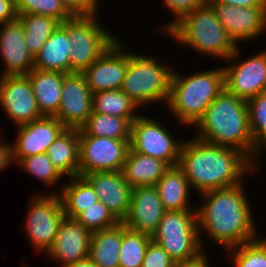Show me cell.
<instances>
[{"mask_svg": "<svg viewBox=\"0 0 266 267\" xmlns=\"http://www.w3.org/2000/svg\"><path fill=\"white\" fill-rule=\"evenodd\" d=\"M244 187L242 182L233 187L201 193L203 204L197 206L196 211L203 250L201 237L205 233L226 250L259 238Z\"/></svg>", "mask_w": 266, "mask_h": 267, "instance_id": "1", "label": "cell"}, {"mask_svg": "<svg viewBox=\"0 0 266 267\" xmlns=\"http://www.w3.org/2000/svg\"><path fill=\"white\" fill-rule=\"evenodd\" d=\"M177 166L189 180L191 188L200 194L239 185L243 177L258 170L243 152L196 137L183 141Z\"/></svg>", "mask_w": 266, "mask_h": 267, "instance_id": "2", "label": "cell"}, {"mask_svg": "<svg viewBox=\"0 0 266 267\" xmlns=\"http://www.w3.org/2000/svg\"><path fill=\"white\" fill-rule=\"evenodd\" d=\"M195 137L213 145L243 152L259 168L261 152L254 146L249 127L247 101L225 88L207 107L194 126ZM259 161V162H258Z\"/></svg>", "mask_w": 266, "mask_h": 267, "instance_id": "3", "label": "cell"}, {"mask_svg": "<svg viewBox=\"0 0 266 267\" xmlns=\"http://www.w3.org/2000/svg\"><path fill=\"white\" fill-rule=\"evenodd\" d=\"M174 68L168 109L183 126L194 128L207 107L224 89L223 68L199 71L182 76Z\"/></svg>", "mask_w": 266, "mask_h": 267, "instance_id": "4", "label": "cell"}, {"mask_svg": "<svg viewBox=\"0 0 266 267\" xmlns=\"http://www.w3.org/2000/svg\"><path fill=\"white\" fill-rule=\"evenodd\" d=\"M179 44L192 47L202 55L227 60L237 45L217 19L214 10L206 2L186 14L167 33Z\"/></svg>", "mask_w": 266, "mask_h": 267, "instance_id": "5", "label": "cell"}, {"mask_svg": "<svg viewBox=\"0 0 266 267\" xmlns=\"http://www.w3.org/2000/svg\"><path fill=\"white\" fill-rule=\"evenodd\" d=\"M137 54L134 51L129 52V62L121 90L139 108L156 101H163L167 105L174 69L155 57Z\"/></svg>", "mask_w": 266, "mask_h": 267, "instance_id": "6", "label": "cell"}, {"mask_svg": "<svg viewBox=\"0 0 266 267\" xmlns=\"http://www.w3.org/2000/svg\"><path fill=\"white\" fill-rule=\"evenodd\" d=\"M97 16H72L60 23L72 46L70 73H82L118 39L102 27Z\"/></svg>", "mask_w": 266, "mask_h": 267, "instance_id": "7", "label": "cell"}, {"mask_svg": "<svg viewBox=\"0 0 266 267\" xmlns=\"http://www.w3.org/2000/svg\"><path fill=\"white\" fill-rule=\"evenodd\" d=\"M151 239L176 263L193 259L204 251L196 210L166 211Z\"/></svg>", "mask_w": 266, "mask_h": 267, "instance_id": "8", "label": "cell"}, {"mask_svg": "<svg viewBox=\"0 0 266 267\" xmlns=\"http://www.w3.org/2000/svg\"><path fill=\"white\" fill-rule=\"evenodd\" d=\"M39 193L32 195L23 230L33 249L46 254L53 246L55 235L66 216L57 193Z\"/></svg>", "mask_w": 266, "mask_h": 267, "instance_id": "9", "label": "cell"}, {"mask_svg": "<svg viewBox=\"0 0 266 267\" xmlns=\"http://www.w3.org/2000/svg\"><path fill=\"white\" fill-rule=\"evenodd\" d=\"M157 121L156 118L139 115L132 122L130 148L160 159L170 167L177 166L183 140H175L169 130Z\"/></svg>", "mask_w": 266, "mask_h": 267, "instance_id": "10", "label": "cell"}, {"mask_svg": "<svg viewBox=\"0 0 266 267\" xmlns=\"http://www.w3.org/2000/svg\"><path fill=\"white\" fill-rule=\"evenodd\" d=\"M239 47L238 45L235 52L226 60L231 65L222 67L224 88L248 101L266 91V50L255 53L243 61L239 59L242 54Z\"/></svg>", "mask_w": 266, "mask_h": 267, "instance_id": "11", "label": "cell"}, {"mask_svg": "<svg viewBox=\"0 0 266 267\" xmlns=\"http://www.w3.org/2000/svg\"><path fill=\"white\" fill-rule=\"evenodd\" d=\"M129 149L130 140L79 136V176L122 171Z\"/></svg>", "mask_w": 266, "mask_h": 267, "instance_id": "12", "label": "cell"}, {"mask_svg": "<svg viewBox=\"0 0 266 267\" xmlns=\"http://www.w3.org/2000/svg\"><path fill=\"white\" fill-rule=\"evenodd\" d=\"M0 106L16 127L43 116L26 75H1Z\"/></svg>", "mask_w": 266, "mask_h": 267, "instance_id": "13", "label": "cell"}, {"mask_svg": "<svg viewBox=\"0 0 266 267\" xmlns=\"http://www.w3.org/2000/svg\"><path fill=\"white\" fill-rule=\"evenodd\" d=\"M207 3L237 46L241 42L258 39L266 31V7H236L216 1Z\"/></svg>", "mask_w": 266, "mask_h": 267, "instance_id": "14", "label": "cell"}, {"mask_svg": "<svg viewBox=\"0 0 266 267\" xmlns=\"http://www.w3.org/2000/svg\"><path fill=\"white\" fill-rule=\"evenodd\" d=\"M117 39L93 64L82 74L86 84L94 94L106 90L121 89L129 62V52ZM124 49V50H123Z\"/></svg>", "mask_w": 266, "mask_h": 267, "instance_id": "15", "label": "cell"}, {"mask_svg": "<svg viewBox=\"0 0 266 267\" xmlns=\"http://www.w3.org/2000/svg\"><path fill=\"white\" fill-rule=\"evenodd\" d=\"M93 93L82 73L64 76L61 102L56 117L65 128L80 129L93 112Z\"/></svg>", "mask_w": 266, "mask_h": 267, "instance_id": "16", "label": "cell"}, {"mask_svg": "<svg viewBox=\"0 0 266 267\" xmlns=\"http://www.w3.org/2000/svg\"><path fill=\"white\" fill-rule=\"evenodd\" d=\"M165 212L155 185L136 187L132 189L129 211L122 223L152 237Z\"/></svg>", "mask_w": 266, "mask_h": 267, "instance_id": "17", "label": "cell"}, {"mask_svg": "<svg viewBox=\"0 0 266 267\" xmlns=\"http://www.w3.org/2000/svg\"><path fill=\"white\" fill-rule=\"evenodd\" d=\"M16 128L17 139L12 144L14 163L30 155L46 153L49 146L65 129L64 125L53 116H42Z\"/></svg>", "mask_w": 266, "mask_h": 267, "instance_id": "18", "label": "cell"}, {"mask_svg": "<svg viewBox=\"0 0 266 267\" xmlns=\"http://www.w3.org/2000/svg\"><path fill=\"white\" fill-rule=\"evenodd\" d=\"M91 234L75 219L65 217L46 255L61 267L83 260L89 257Z\"/></svg>", "mask_w": 266, "mask_h": 267, "instance_id": "19", "label": "cell"}, {"mask_svg": "<svg viewBox=\"0 0 266 267\" xmlns=\"http://www.w3.org/2000/svg\"><path fill=\"white\" fill-rule=\"evenodd\" d=\"M0 58L5 64L1 75H27L34 69V57L28 51L18 19L0 25Z\"/></svg>", "mask_w": 266, "mask_h": 267, "instance_id": "20", "label": "cell"}, {"mask_svg": "<svg viewBox=\"0 0 266 267\" xmlns=\"http://www.w3.org/2000/svg\"><path fill=\"white\" fill-rule=\"evenodd\" d=\"M83 177L93 187L99 201L122 222L129 211L132 188L126 182L122 171L94 172Z\"/></svg>", "mask_w": 266, "mask_h": 267, "instance_id": "21", "label": "cell"}, {"mask_svg": "<svg viewBox=\"0 0 266 267\" xmlns=\"http://www.w3.org/2000/svg\"><path fill=\"white\" fill-rule=\"evenodd\" d=\"M66 74L58 71L32 69L30 79L38 108L43 116H55L61 102V91Z\"/></svg>", "mask_w": 266, "mask_h": 267, "instance_id": "22", "label": "cell"}, {"mask_svg": "<svg viewBox=\"0 0 266 267\" xmlns=\"http://www.w3.org/2000/svg\"><path fill=\"white\" fill-rule=\"evenodd\" d=\"M170 166L157 158L129 149L122 172L131 188L156 185Z\"/></svg>", "mask_w": 266, "mask_h": 267, "instance_id": "23", "label": "cell"}, {"mask_svg": "<svg viewBox=\"0 0 266 267\" xmlns=\"http://www.w3.org/2000/svg\"><path fill=\"white\" fill-rule=\"evenodd\" d=\"M72 46L67 32L59 26L34 56V68L42 71L70 73Z\"/></svg>", "mask_w": 266, "mask_h": 267, "instance_id": "24", "label": "cell"}, {"mask_svg": "<svg viewBox=\"0 0 266 267\" xmlns=\"http://www.w3.org/2000/svg\"><path fill=\"white\" fill-rule=\"evenodd\" d=\"M155 186L166 211L196 210L189 203L192 190L189 180L178 166L170 167Z\"/></svg>", "mask_w": 266, "mask_h": 267, "instance_id": "25", "label": "cell"}, {"mask_svg": "<svg viewBox=\"0 0 266 267\" xmlns=\"http://www.w3.org/2000/svg\"><path fill=\"white\" fill-rule=\"evenodd\" d=\"M46 154L64 177L79 176V129L65 128Z\"/></svg>", "mask_w": 266, "mask_h": 267, "instance_id": "26", "label": "cell"}, {"mask_svg": "<svg viewBox=\"0 0 266 267\" xmlns=\"http://www.w3.org/2000/svg\"><path fill=\"white\" fill-rule=\"evenodd\" d=\"M122 222L91 234L89 258L99 267H119Z\"/></svg>", "mask_w": 266, "mask_h": 267, "instance_id": "27", "label": "cell"}, {"mask_svg": "<svg viewBox=\"0 0 266 267\" xmlns=\"http://www.w3.org/2000/svg\"><path fill=\"white\" fill-rule=\"evenodd\" d=\"M57 192L61 199L62 208L67 218L74 219L80 212L99 201L93 187L83 176L70 178Z\"/></svg>", "mask_w": 266, "mask_h": 267, "instance_id": "28", "label": "cell"}, {"mask_svg": "<svg viewBox=\"0 0 266 267\" xmlns=\"http://www.w3.org/2000/svg\"><path fill=\"white\" fill-rule=\"evenodd\" d=\"M132 122L124 117L92 112L79 129V136L108 137L130 140Z\"/></svg>", "mask_w": 266, "mask_h": 267, "instance_id": "29", "label": "cell"}, {"mask_svg": "<svg viewBox=\"0 0 266 267\" xmlns=\"http://www.w3.org/2000/svg\"><path fill=\"white\" fill-rule=\"evenodd\" d=\"M93 112L119 116L133 122L140 114H137L139 106L121 89L106 90L93 94Z\"/></svg>", "mask_w": 266, "mask_h": 267, "instance_id": "30", "label": "cell"}, {"mask_svg": "<svg viewBox=\"0 0 266 267\" xmlns=\"http://www.w3.org/2000/svg\"><path fill=\"white\" fill-rule=\"evenodd\" d=\"M17 19L22 23L25 42L33 57L42 49L47 39L60 26L53 17L35 14H20Z\"/></svg>", "mask_w": 266, "mask_h": 267, "instance_id": "31", "label": "cell"}, {"mask_svg": "<svg viewBox=\"0 0 266 267\" xmlns=\"http://www.w3.org/2000/svg\"><path fill=\"white\" fill-rule=\"evenodd\" d=\"M151 237L130 230L122 223L119 267H141Z\"/></svg>", "mask_w": 266, "mask_h": 267, "instance_id": "32", "label": "cell"}, {"mask_svg": "<svg viewBox=\"0 0 266 267\" xmlns=\"http://www.w3.org/2000/svg\"><path fill=\"white\" fill-rule=\"evenodd\" d=\"M234 267H266V238L227 249ZM233 253V254H232Z\"/></svg>", "mask_w": 266, "mask_h": 267, "instance_id": "33", "label": "cell"}, {"mask_svg": "<svg viewBox=\"0 0 266 267\" xmlns=\"http://www.w3.org/2000/svg\"><path fill=\"white\" fill-rule=\"evenodd\" d=\"M22 171L31 174L47 185L48 187L57 185L56 183L65 178L58 169H56L46 153L30 155L19 159L16 163Z\"/></svg>", "mask_w": 266, "mask_h": 267, "instance_id": "34", "label": "cell"}, {"mask_svg": "<svg viewBox=\"0 0 266 267\" xmlns=\"http://www.w3.org/2000/svg\"><path fill=\"white\" fill-rule=\"evenodd\" d=\"M247 108L253 143L262 153L266 149V91L249 99Z\"/></svg>", "mask_w": 266, "mask_h": 267, "instance_id": "35", "label": "cell"}, {"mask_svg": "<svg viewBox=\"0 0 266 267\" xmlns=\"http://www.w3.org/2000/svg\"><path fill=\"white\" fill-rule=\"evenodd\" d=\"M17 16L35 14L50 16L60 23L70 19L72 15L65 9L60 0H14Z\"/></svg>", "mask_w": 266, "mask_h": 267, "instance_id": "36", "label": "cell"}, {"mask_svg": "<svg viewBox=\"0 0 266 267\" xmlns=\"http://www.w3.org/2000/svg\"><path fill=\"white\" fill-rule=\"evenodd\" d=\"M74 219L91 232L113 227L120 222L101 201L83 210Z\"/></svg>", "mask_w": 266, "mask_h": 267, "instance_id": "37", "label": "cell"}, {"mask_svg": "<svg viewBox=\"0 0 266 267\" xmlns=\"http://www.w3.org/2000/svg\"><path fill=\"white\" fill-rule=\"evenodd\" d=\"M207 0H163V3L172 15L173 21L163 25L162 29L167 33L176 23H178L186 14L191 13L195 8L204 5Z\"/></svg>", "mask_w": 266, "mask_h": 267, "instance_id": "38", "label": "cell"}, {"mask_svg": "<svg viewBox=\"0 0 266 267\" xmlns=\"http://www.w3.org/2000/svg\"><path fill=\"white\" fill-rule=\"evenodd\" d=\"M141 267H176V262L158 243L151 240L146 248Z\"/></svg>", "mask_w": 266, "mask_h": 267, "instance_id": "39", "label": "cell"}, {"mask_svg": "<svg viewBox=\"0 0 266 267\" xmlns=\"http://www.w3.org/2000/svg\"><path fill=\"white\" fill-rule=\"evenodd\" d=\"M99 0H60L72 16L98 15Z\"/></svg>", "mask_w": 266, "mask_h": 267, "instance_id": "40", "label": "cell"}, {"mask_svg": "<svg viewBox=\"0 0 266 267\" xmlns=\"http://www.w3.org/2000/svg\"><path fill=\"white\" fill-rule=\"evenodd\" d=\"M14 0H0V25L17 19Z\"/></svg>", "mask_w": 266, "mask_h": 267, "instance_id": "41", "label": "cell"}, {"mask_svg": "<svg viewBox=\"0 0 266 267\" xmlns=\"http://www.w3.org/2000/svg\"><path fill=\"white\" fill-rule=\"evenodd\" d=\"M1 132V131H0ZM0 133V172L7 168L13 161L12 143H5L2 141Z\"/></svg>", "mask_w": 266, "mask_h": 267, "instance_id": "42", "label": "cell"}, {"mask_svg": "<svg viewBox=\"0 0 266 267\" xmlns=\"http://www.w3.org/2000/svg\"><path fill=\"white\" fill-rule=\"evenodd\" d=\"M207 1H216L218 3H223L229 6L236 7H266V0H207Z\"/></svg>", "mask_w": 266, "mask_h": 267, "instance_id": "43", "label": "cell"}, {"mask_svg": "<svg viewBox=\"0 0 266 267\" xmlns=\"http://www.w3.org/2000/svg\"><path fill=\"white\" fill-rule=\"evenodd\" d=\"M206 255V251H202L197 257L176 263V267H209L210 264Z\"/></svg>", "mask_w": 266, "mask_h": 267, "instance_id": "44", "label": "cell"}, {"mask_svg": "<svg viewBox=\"0 0 266 267\" xmlns=\"http://www.w3.org/2000/svg\"><path fill=\"white\" fill-rule=\"evenodd\" d=\"M66 267H99V266L96 263H94L89 257H87L73 264H69Z\"/></svg>", "mask_w": 266, "mask_h": 267, "instance_id": "45", "label": "cell"}]
</instances>
